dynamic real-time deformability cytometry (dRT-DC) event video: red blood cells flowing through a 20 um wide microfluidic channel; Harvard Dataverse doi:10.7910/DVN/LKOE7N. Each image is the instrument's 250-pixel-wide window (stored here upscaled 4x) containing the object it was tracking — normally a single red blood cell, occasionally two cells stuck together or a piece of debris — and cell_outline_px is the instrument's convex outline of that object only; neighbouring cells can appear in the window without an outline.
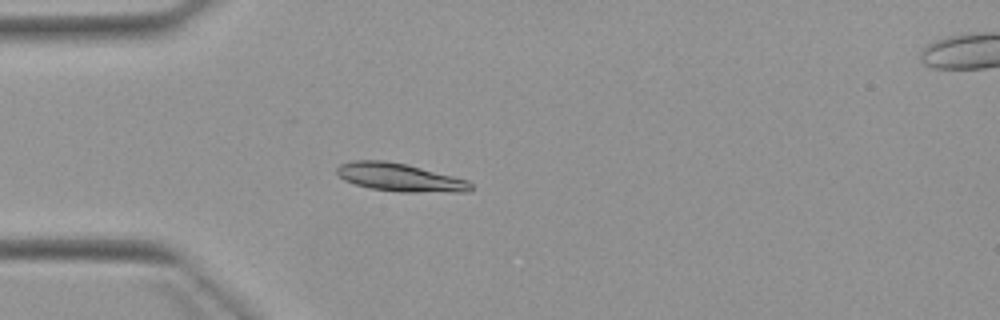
{"species": "Egyptian fruit bat (a non-hibernating species)", "species_latin": "Rousettus aegyptiacus", "temperature_condition": "warm", "stored_images_in_passage": 2, "segment_of_instrument_passage": [1, 2], "camera_frame_rate_fps": 3000, "um_per_image_px": 0.085, "animal": {"sex": "female"}, "frame": {"image": 1, "passage_image": 1, "time_ms": 0.0, "image_size_px": [1000, 320], "cell_outline_px": [[472, 188], [468, 192], [400, 192], [368, 188], [344, 180], [336, 172], [336, 168], [340, 164], [352, 160], [384, 160], [408, 164], [468, 180], [472, 184]], "centroid_in_image_um": [33.98, 15.07], "position_along_channel_um": 51.0, "area_um2": 22.08}}